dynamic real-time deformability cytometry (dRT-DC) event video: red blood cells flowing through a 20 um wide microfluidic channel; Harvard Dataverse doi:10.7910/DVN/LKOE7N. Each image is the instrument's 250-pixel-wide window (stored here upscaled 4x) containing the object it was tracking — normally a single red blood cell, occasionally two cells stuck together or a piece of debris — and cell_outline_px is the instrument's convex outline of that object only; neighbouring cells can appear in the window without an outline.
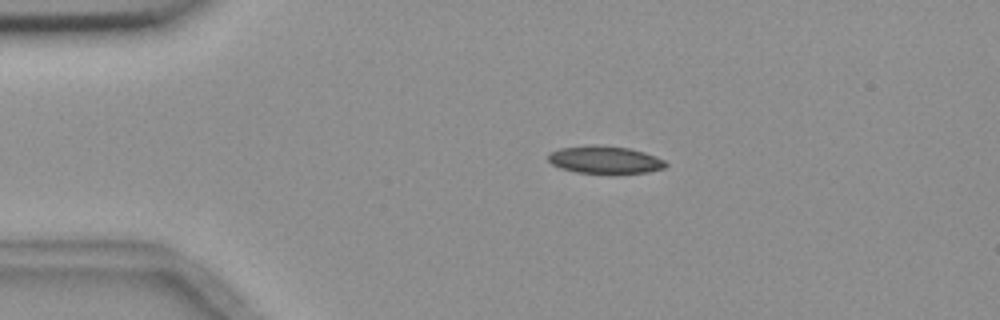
{"species": "common noctule bat (a hibernating species)", "species_latin": "Nyctalus noctula", "temperature_condition": "room temperature", "stored_images_in_passage": 6, "camera_frame_rate_fps": 3000, "um_per_image_px": 0.085, "animal": {"sex": "female", "body_mass_g": 18.4}, "frame": {"image": 1, "passage_image": 3, "time_ms": 2.333, "image_size_px": [1000, 320], "cell_outline_px": [[668, 164], [664, 168], [648, 172], [576, 172], [560, 168], [552, 164], [548, 160], [548, 152], [560, 148], [596, 144], [628, 148], [644, 152], [656, 156], [664, 160]], "centroid_in_image_um": [51.39, 13.56], "position_along_channel_um": 33.6, "area_um2": 18.61}}
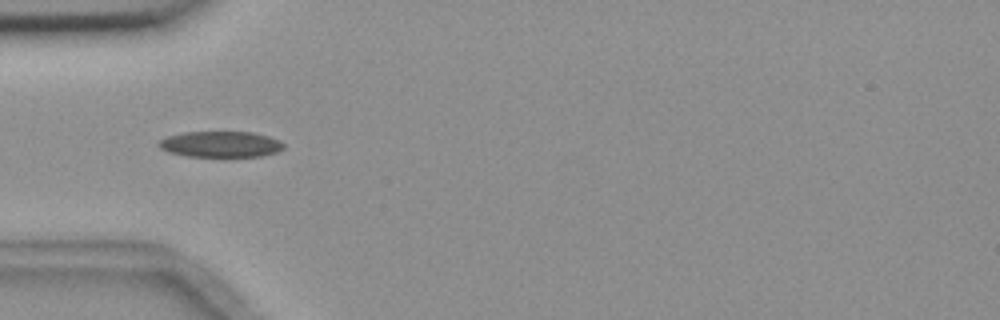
{"frame": {"image": 2, "passage_image": 5, "time_ms": 4.333, "image_size_px": [1000, 320], "cell_outline_px": [[284, 148], [276, 152], [260, 156], [188, 156], [168, 152], [160, 148], [156, 144], [160, 140], [168, 136], [184, 132], [252, 132], [268, 136], [280, 140], [284, 144]], "centroid_in_image_um": [18.75, 12.25], "position_along_channel_um": 66.3, "area_um2": 18.79}}